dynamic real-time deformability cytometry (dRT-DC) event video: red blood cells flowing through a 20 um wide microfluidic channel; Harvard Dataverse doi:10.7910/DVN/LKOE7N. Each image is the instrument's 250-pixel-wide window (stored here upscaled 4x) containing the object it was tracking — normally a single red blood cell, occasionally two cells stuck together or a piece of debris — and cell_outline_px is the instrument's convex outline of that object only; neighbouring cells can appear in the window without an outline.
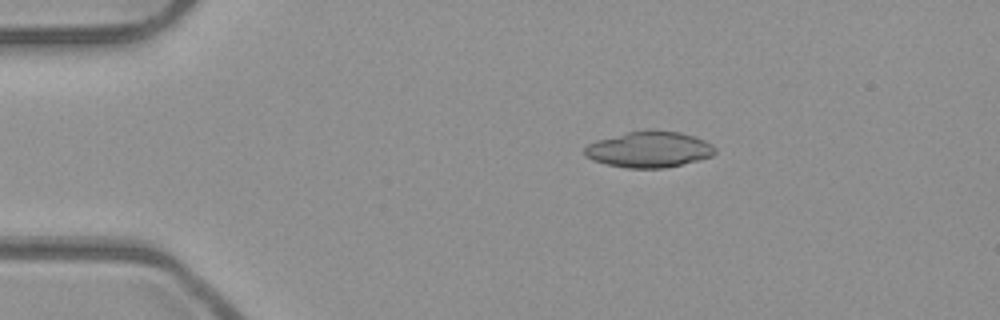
{"species": "common noctule bat (a hibernating species)", "species_latin": "Nyctalus noctula", "temperature_condition": "room temperature", "stored_images_in_passage": 3, "camera_frame_rate_fps": 3000, "um_per_image_px": 0.085, "animal": {"sex": "male", "body_mass_g": 23.1, "forearm_length_mm": 52.7}, "frame": {"image": 1, "passage_image": 2, "time_ms": 0.333, "image_size_px": [1000, 320], "cell_outline_px": [[716, 152], [712, 156], [664, 168], [624, 168], [592, 160], [584, 156], [584, 148], [588, 144], [596, 140], [628, 132], [680, 132], [704, 140], [712, 144], [716, 148]], "centroid_in_image_um": [55.14, 12.73], "position_along_channel_um": 29.9, "area_um2": 26.76}}